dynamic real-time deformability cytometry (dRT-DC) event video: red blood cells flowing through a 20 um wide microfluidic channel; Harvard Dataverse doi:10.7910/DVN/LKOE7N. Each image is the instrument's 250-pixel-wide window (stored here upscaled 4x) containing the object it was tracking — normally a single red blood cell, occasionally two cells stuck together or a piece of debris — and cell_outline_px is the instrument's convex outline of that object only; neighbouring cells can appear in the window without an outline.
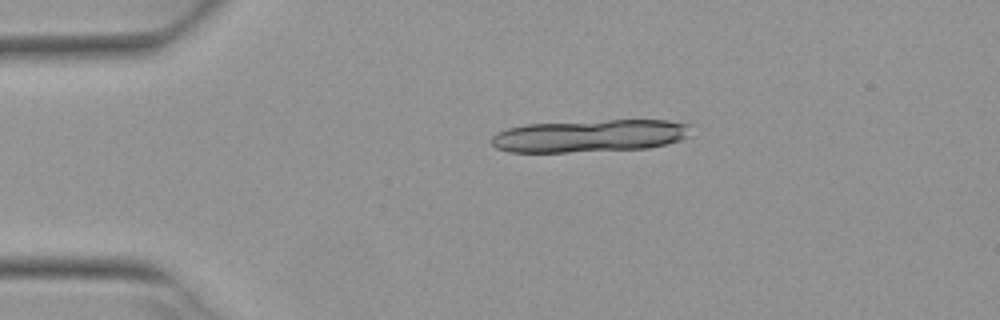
{"species": "Egyptian fruit bat (a non-hibernating species)", "species_latin": "Rousettus aegyptiacus", "temperature_condition": "warm", "stored_images_in_passage": 3, "camera_frame_rate_fps": 3000, "um_per_image_px": 0.085, "animal": {"sex": "female"}, "frame": {"image": 1, "passage_image": 1, "time_ms": 0.0, "image_size_px": [1000, 320], "cell_outline_px": [[692, 124], [688, 136], [680, 140], [668, 144], [648, 148], [568, 152], [508, 152], [496, 148], [488, 140], [496, 132], [508, 128], [524, 124], [608, 120], [668, 120]], "centroid_in_image_um": [50.12, 11.54], "position_along_channel_um": 34.9, "area_um2": 38.15}}
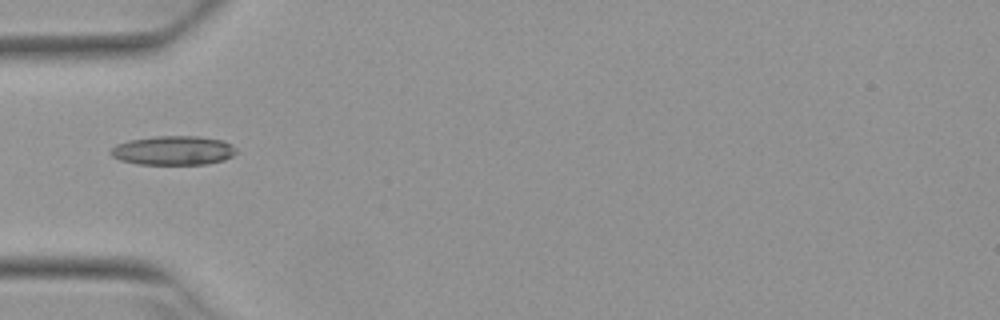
{"frame": {"image": 2, "passage_image": 3, "time_ms": 0.667, "image_size_px": [1000, 320], "cell_outline_px": [[236, 152], [232, 156], [224, 160], [204, 164], [136, 164], [120, 160], [112, 156], [108, 152], [116, 144], [128, 140], [156, 136], [200, 136], [224, 140], [232, 144], [236, 148]], "centroid_in_image_um": [14.73, 12.78], "position_along_channel_um": 70.3, "area_um2": 21.5}}